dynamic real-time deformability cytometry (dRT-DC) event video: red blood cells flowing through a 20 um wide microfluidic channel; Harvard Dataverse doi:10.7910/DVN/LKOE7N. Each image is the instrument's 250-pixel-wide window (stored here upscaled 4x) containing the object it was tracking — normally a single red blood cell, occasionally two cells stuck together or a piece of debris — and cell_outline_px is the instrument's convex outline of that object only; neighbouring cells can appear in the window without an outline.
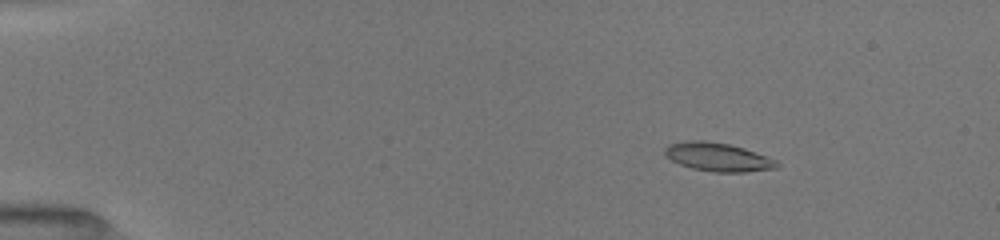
{"species": "common noctule bat (a hibernating species)", "species_latin": "Nyctalus noctula", "temperature_condition": "room temperature", "stored_images_in_passage": 52, "camera_frame_rate_fps": 3000, "um_per_image_px": 0.085, "animal": {"sex": "female", "body_mass_g": 19.5, "forearm_length_mm": 54.1}, "frame": {"image": 1, "passage_image": 8, "time_ms": 2.333, "image_size_px": [1000, 240], "cell_outline_px": [[780, 164], [776, 168], [744, 172], [712, 172], [692, 168], [680, 164], [664, 156], [664, 148], [668, 144], [688, 140], [704, 140], [728, 144], [744, 148], [776, 160]], "centroid_in_image_um": [60.98, 13.34], "position_along_channel_um": 24.0, "area_um2": 18.61}}
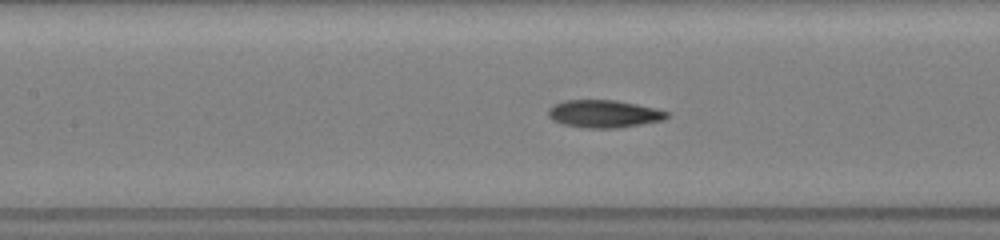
{"frame": {"image": 2, "passage_image": 25, "time_ms": 8.0, "image_size_px": [1000, 240], "cell_outline_px": [[668, 116], [664, 120], [616, 128], [588, 128], [564, 124], [552, 120], [548, 116], [548, 108], [552, 104], [564, 100], [616, 100], [656, 108], [668, 112]], "centroid_in_image_um": [51.3, 9.66], "position_along_channel_um": 156.1, "area_um2": 19.07}}
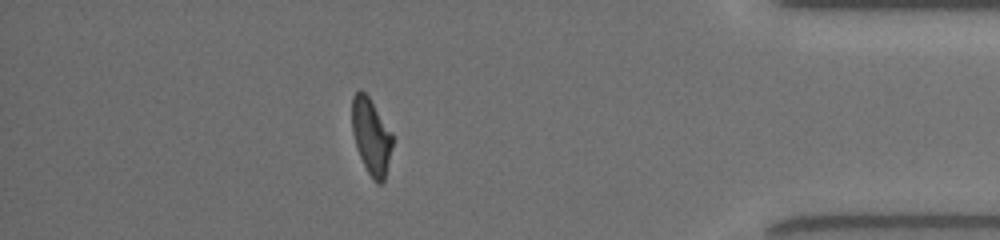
{"frame": {"image": 3, "passage_image": 46, "time_ms": 15.0, "image_size_px": [1000, 240], "cell_outline_px": [[392, 148], [384, 180], [380, 184], [376, 184], [372, 180], [360, 156], [352, 132], [352, 96], [360, 88], [368, 96], [392, 132]], "centroid_in_image_um": [31.55, 11.59], "position_along_channel_um": 403.7, "area_um2": 17.8}, "authors_computed_cell_mechanics": {"area_um2": 18.5827, "velocity_mm_per_s": 4.031, "shape_relaxation_time_tau1_ms": 4.2608, "shape_relaxation_time_tau2_ms": 1.4108, "deformation_change_tau1": 0.1794, "deformation_change_tau2": 0.0781}}